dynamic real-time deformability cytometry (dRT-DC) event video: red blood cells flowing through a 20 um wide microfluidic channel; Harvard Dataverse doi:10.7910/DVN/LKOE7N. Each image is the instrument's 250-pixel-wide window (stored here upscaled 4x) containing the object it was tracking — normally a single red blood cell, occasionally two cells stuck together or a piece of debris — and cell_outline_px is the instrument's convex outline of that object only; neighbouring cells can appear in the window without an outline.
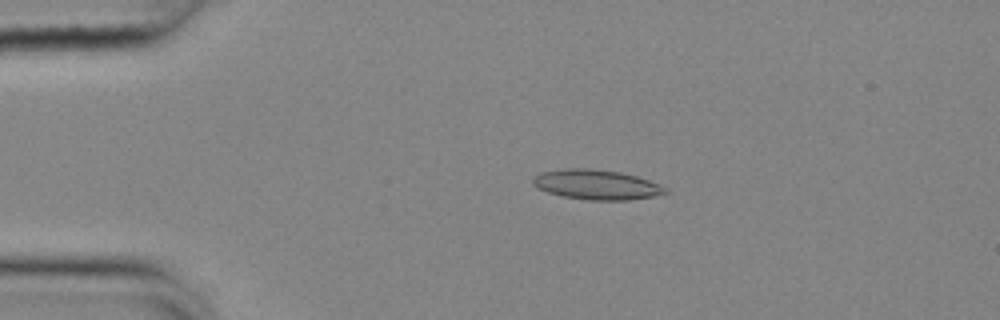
{"species": "common noctule bat (a hibernating species)", "species_latin": "Nyctalus noctula", "temperature_condition": "cold", "stored_images_in_passage": 54, "camera_frame_rate_fps": 3000, "um_per_image_px": 0.085, "animal": {"sex": "female", "body_mass_g": 25.1}, "frame": {"image": 1, "passage_image": 11, "time_ms": 3.333, "image_size_px": [1000, 320], "cell_outline_px": [[668, 192], [652, 196], [628, 200], [588, 200], [564, 196], [548, 192], [536, 188], [532, 184], [532, 176], [540, 172], [564, 168], [588, 168], [620, 172], [636, 176], [648, 180], [668, 188]], "centroid_in_image_um": [50.65, 15.68], "position_along_channel_um": 34.4, "area_um2": 23.06}}
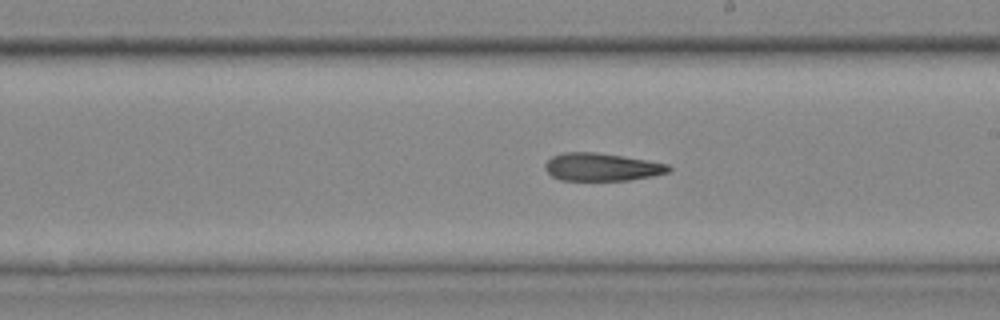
{"frame": {"image": 2, "passage_image": 31, "time_ms": 10.0, "image_size_px": [1000, 320], "cell_outline_px": [[672, 168], [668, 172], [652, 176], [628, 180], [560, 180], [552, 176], [544, 168], [544, 164], [552, 156], [564, 152], [596, 152], [648, 160], [668, 164]], "centroid_in_image_um": [51.13, 14.19], "position_along_channel_um": 237.9, "area_um2": 20.0}}
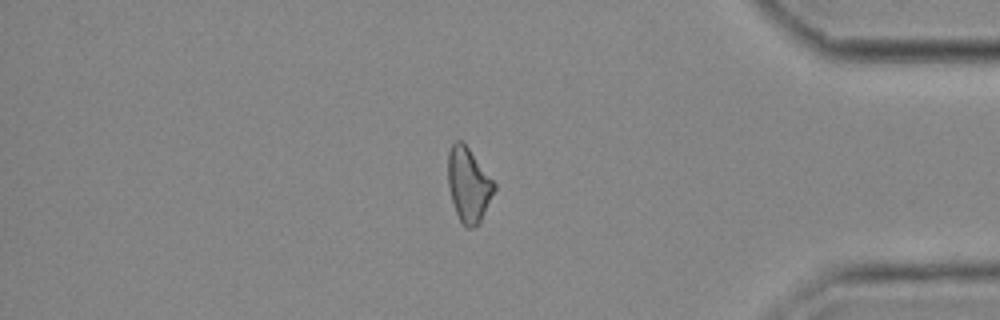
{"frame": {"image": 3, "passage_image": 46, "time_ms": 15.0, "image_size_px": [1000, 320], "cell_outline_px": [[496, 188], [480, 224], [472, 228], [464, 228], [456, 212], [452, 200], [448, 184], [448, 152], [452, 144], [456, 140], [460, 140], [468, 148], [496, 184]], "centroid_in_image_um": [39.83, 15.75], "position_along_channel_um": 395.4, "area_um2": 19.94}, "authors_computed_cell_mechanics": {"area_um2": 21.0392, "velocity_mm_per_s": 3.6949, "shape_relaxation_time_tau1_ms": 8.6166, "shape_relaxation_time_tau2_ms": 10.3368, "deformation_change_tau1": 0.193, "deformation_change_tau2": 0.2577}}